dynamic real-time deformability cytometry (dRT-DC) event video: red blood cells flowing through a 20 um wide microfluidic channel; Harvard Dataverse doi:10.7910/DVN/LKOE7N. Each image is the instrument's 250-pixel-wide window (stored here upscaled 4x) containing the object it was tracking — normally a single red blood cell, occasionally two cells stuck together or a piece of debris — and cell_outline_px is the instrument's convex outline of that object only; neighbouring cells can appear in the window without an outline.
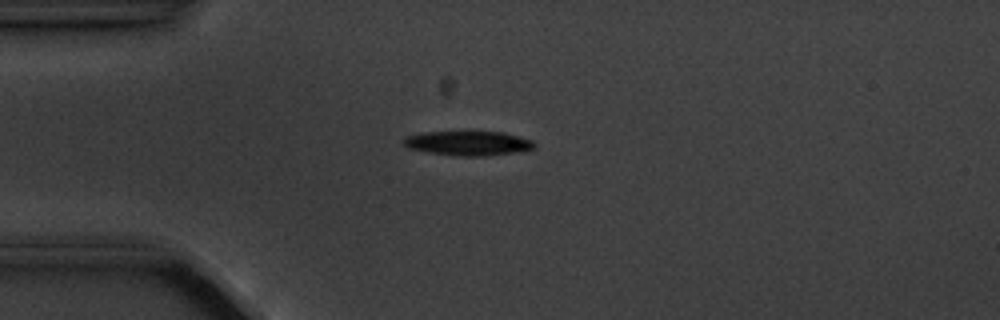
{"species": "common noctule bat (a hibernating species)", "species_latin": "Nyctalus noctula", "temperature_condition": "cold", "stored_images_in_passage": 4, "camera_frame_rate_fps": 3000, "um_per_image_px": 0.085, "animal": {"sex": "male", "body_mass_g": 20.1, "forearm_length_mm": 53.5}, "frame": {"image": 1, "passage_image": 3, "time_ms": 2.333, "image_size_px": [1000, 320], "cell_outline_px": [[536, 148], [512, 152], [484, 156], [460, 156], [428, 152], [408, 148], [400, 140], [408, 136], [424, 132], [504, 132], [532, 140], [536, 144]], "centroid_in_image_um": [39.78, 12.17], "position_along_channel_um": 45.2, "area_um2": 18.44}}